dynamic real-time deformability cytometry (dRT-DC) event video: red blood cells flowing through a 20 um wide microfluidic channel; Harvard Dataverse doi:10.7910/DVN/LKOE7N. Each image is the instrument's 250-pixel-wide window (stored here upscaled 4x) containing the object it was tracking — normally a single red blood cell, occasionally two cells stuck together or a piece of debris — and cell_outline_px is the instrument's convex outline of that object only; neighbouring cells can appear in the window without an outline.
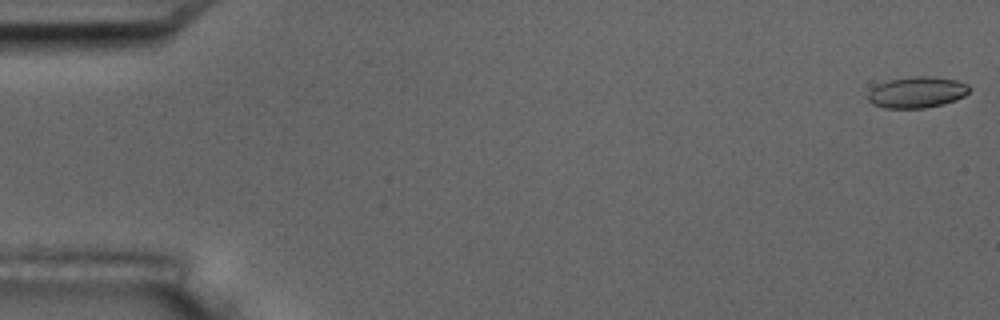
{"species": "common noctule bat (a hibernating species)", "species_latin": "Nyctalus noctula", "temperature_condition": "room temperature", "stored_images_in_passage": 5, "camera_frame_rate_fps": 3000, "um_per_image_px": 0.085, "animal": {"sex": "male", "body_mass_g": 17.5, "forearm_length_mm": 52.3}, "frame": {"image": 1, "passage_image": 1, "time_ms": 0.0, "image_size_px": [1000, 320], "cell_outline_px": [[972, 88], [964, 96], [956, 100], [944, 104], [924, 108], [884, 108], [872, 104], [868, 100], [868, 92], [876, 84], [892, 80], [912, 76], [928, 76], [956, 80], [968, 84]], "centroid_in_image_um": [77.95, 7.85], "position_along_channel_um": 7.1, "area_um2": 18.5}}